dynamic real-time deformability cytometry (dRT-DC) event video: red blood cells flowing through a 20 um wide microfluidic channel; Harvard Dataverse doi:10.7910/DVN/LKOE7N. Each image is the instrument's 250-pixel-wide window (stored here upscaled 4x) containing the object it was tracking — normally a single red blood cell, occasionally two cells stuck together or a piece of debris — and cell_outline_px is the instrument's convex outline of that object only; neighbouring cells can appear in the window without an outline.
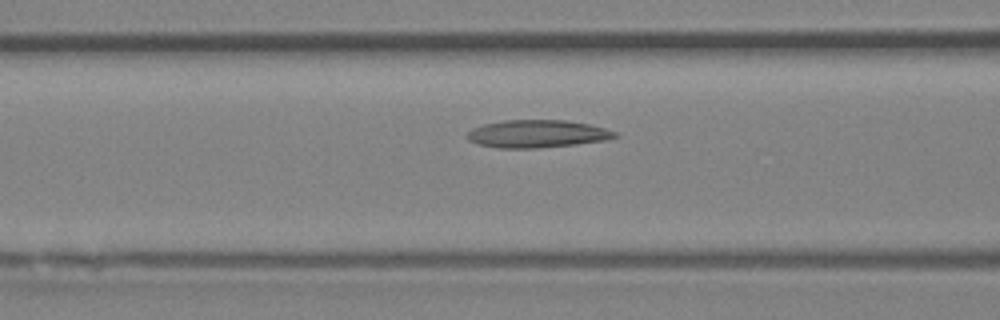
{"species": "Egyptian fruit bat (a non-hibernating species)", "species_latin": "Rousettus aegyptiacus", "temperature_condition": "room temperature", "stored_images_in_passage": 40, "camera_frame_rate_fps": 3000, "um_per_image_px": 0.085, "animal": {"sex": "female"}, "frame": {"image": 1, "passage_image": 11, "time_ms": 3.333, "image_size_px": [1000, 320], "cell_outline_px": [[620, 136], [608, 140], [576, 144], [536, 148], [496, 148], [476, 144], [468, 140], [468, 132], [472, 128], [484, 124], [504, 120], [564, 120], [588, 124], [604, 128], [616, 132]], "centroid_in_image_um": [45.66, 11.38], "position_along_channel_um": 120.9, "area_um2": 23.87}}
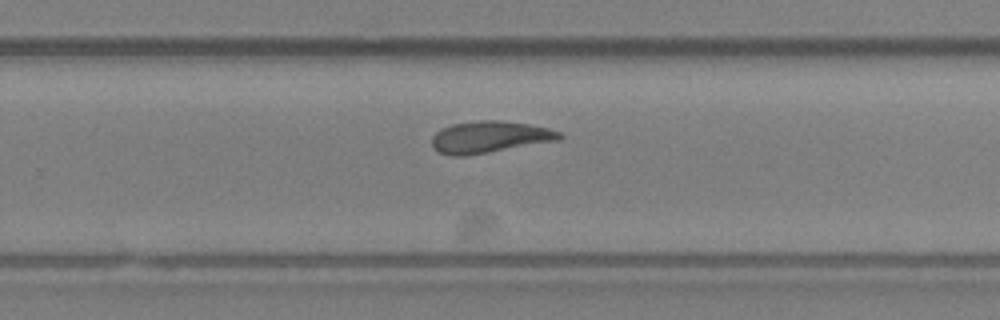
{"frame": {"image": 2, "passage_image": 23, "time_ms": 7.333, "image_size_px": [1000, 320], "cell_outline_px": [[564, 136], [560, 140], [464, 156], [452, 156], [436, 152], [432, 148], [432, 136], [436, 132], [452, 124], [480, 120], [500, 120], [528, 124], [548, 128], [560, 132]], "centroid_in_image_um": [41.6, 11.65], "position_along_channel_um": 288.2, "area_um2": 23.58}}
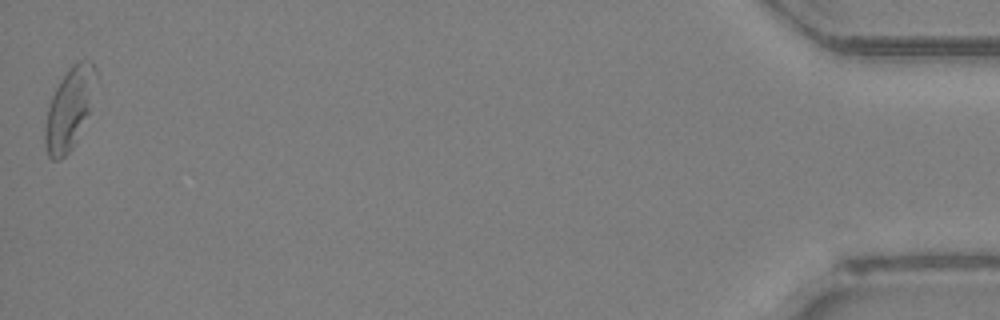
{"frame": {"image": 3, "passage_image": 40, "time_ms": 13.0, "image_size_px": [1000, 320], "cell_outline_px": [[96, 72], [88, 112], [72, 148], [60, 160], [52, 160], [48, 156], [44, 144], [44, 128], [48, 108], [52, 96], [60, 80], [68, 68], [76, 60], [92, 60], [96, 68]], "centroid_in_image_um": [5.85, 9.22], "position_along_channel_um": 429.4, "area_um2": 23.64}, "authors_computed_cell_mechanics": {"area_um2": 23.5535, "velocity_mm_per_s": 4.2124, "shape_relaxation_time_tau1_ms": 4.7614, "shape_relaxation_time_tau2_ms": 4.3515, "deformation_change_tau1": 0.1623, "deformation_change_tau2": 0.1437}}